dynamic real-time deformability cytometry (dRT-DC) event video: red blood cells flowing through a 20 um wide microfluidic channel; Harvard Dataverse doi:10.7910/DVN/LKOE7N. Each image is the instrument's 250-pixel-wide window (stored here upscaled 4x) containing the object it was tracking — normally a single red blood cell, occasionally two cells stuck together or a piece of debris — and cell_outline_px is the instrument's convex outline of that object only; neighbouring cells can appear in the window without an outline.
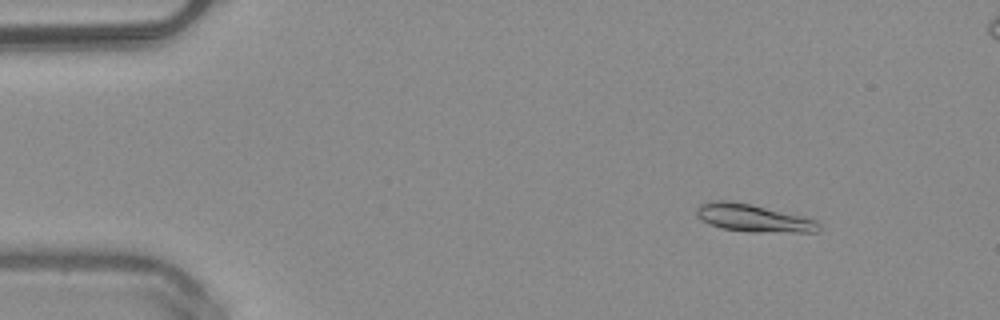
{"species": "common noctule bat (a hibernating species)", "species_latin": "Nyctalus noctula", "temperature_condition": "warm", "stored_images_in_passage": 52, "segment_of_instrument_passage": [1, 2], "camera_frame_rate_fps": 3000, "um_per_image_px": 0.085, "animal": {"sex": "male", "body_mass_g": 20.4}, "frame": {"image": 1, "passage_image": 7, "time_ms": 2.0, "image_size_px": [1000, 320], "cell_outline_px": [[820, 228], [816, 232], [748, 232], [720, 228], [708, 224], [700, 220], [696, 216], [696, 208], [700, 204], [712, 200], [728, 200], [752, 204], [804, 216], [816, 220], [820, 224]], "centroid_in_image_um": [63.99, 18.53], "position_along_channel_um": 21.0, "area_um2": 20.06}}
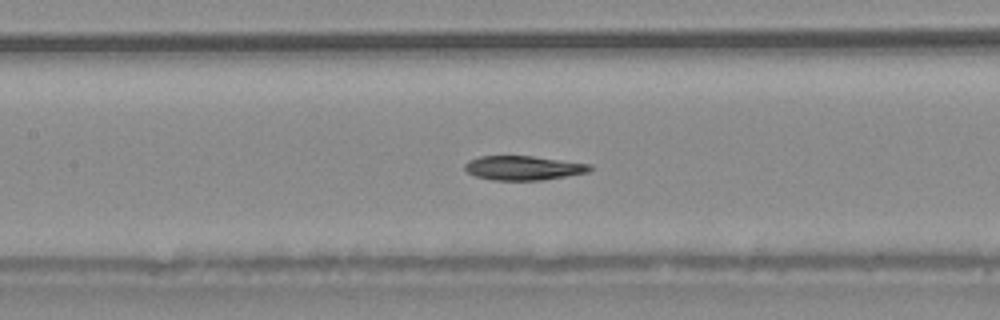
{"frame": {"image": 2, "passage_image": 24, "time_ms": 7.667, "image_size_px": [1000, 320], "cell_outline_px": [[592, 168], [588, 172], [544, 180], [492, 180], [476, 176], [468, 172], [464, 168], [464, 164], [468, 160], [480, 156], [532, 156], [592, 164]], "centroid_in_image_um": [44.48, 14.27], "position_along_channel_um": 162.9, "area_um2": 17.69}}
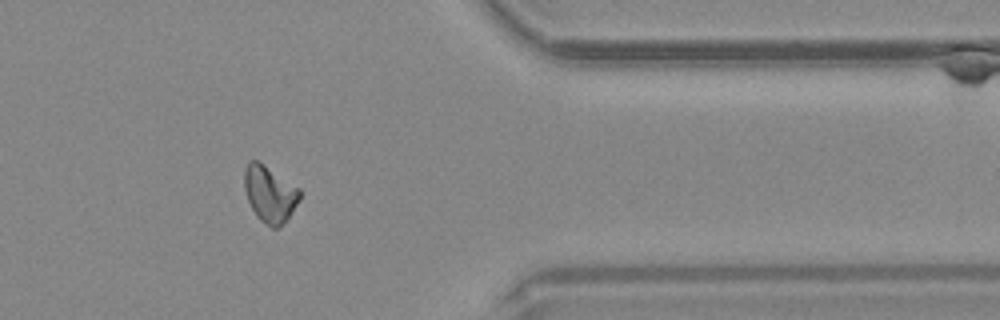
{"frame": {"image": 3, "passage_image": 42, "time_ms": 13.667, "image_size_px": [1000, 320], "cell_outline_px": [[300, 200], [288, 220], [276, 228], [272, 228], [260, 220], [256, 216], [248, 200], [244, 188], [244, 168], [248, 160], [256, 160], [264, 164], [300, 188]], "centroid_in_image_um": [22.94, 16.48], "position_along_channel_um": 388.5, "area_um2": 18.44}}